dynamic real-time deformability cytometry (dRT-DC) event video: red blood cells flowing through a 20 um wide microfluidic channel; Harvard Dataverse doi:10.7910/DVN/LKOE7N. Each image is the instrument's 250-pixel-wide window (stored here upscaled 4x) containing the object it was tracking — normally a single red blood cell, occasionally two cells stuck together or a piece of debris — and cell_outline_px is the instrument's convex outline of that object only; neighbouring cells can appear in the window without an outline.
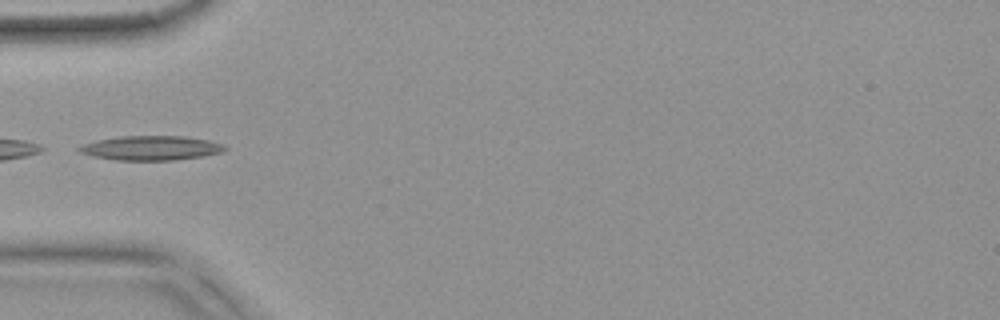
{"species": "common noctule bat (a hibernating species)", "species_latin": "Nyctalus noctula", "temperature_condition": "warm", "stored_images_in_passage": 35, "camera_frame_rate_fps": 3000, "um_per_image_px": 0.085, "animal": {"sex": "female", "body_mass_g": 18.4}, "frame": {"image": 1, "passage_image": 1, "time_ms": 0.0, "image_size_px": [1000, 320], "cell_outline_px": [[228, 148], [224, 152], [204, 156], [176, 160], [116, 160], [92, 156], [80, 152], [76, 148], [80, 144], [96, 140], [120, 136], [184, 136], [208, 140], [224, 144]], "centroid_in_image_um": [12.84, 12.58], "position_along_channel_um": 72.2, "area_um2": 20.98}}